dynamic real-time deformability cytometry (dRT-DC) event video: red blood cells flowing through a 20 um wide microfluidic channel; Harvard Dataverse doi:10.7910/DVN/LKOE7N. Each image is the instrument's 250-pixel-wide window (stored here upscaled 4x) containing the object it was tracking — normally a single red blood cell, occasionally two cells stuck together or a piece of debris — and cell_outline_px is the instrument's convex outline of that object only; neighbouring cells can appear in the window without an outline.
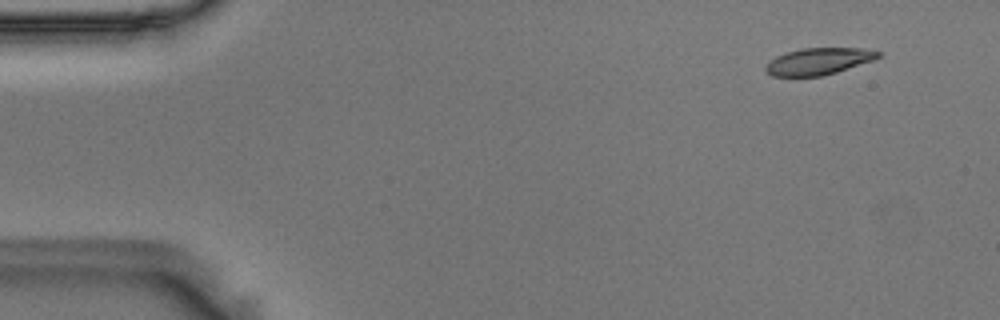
{"species": "Egyptian fruit bat (a non-hibernating species)", "species_latin": "Rousettus aegyptiacus", "temperature_condition": "room temperature", "stored_images_in_passage": 52, "camera_frame_rate_fps": 3000, "um_per_image_px": 0.085, "animal": {"sex": "male"}, "frame": {"image": 1, "passage_image": 1, "time_ms": 0.0, "image_size_px": [1000, 320], "cell_outline_px": [[884, 52], [880, 56], [872, 60], [836, 72], [820, 76], [772, 76], [764, 68], [776, 56], [800, 48], [864, 48]], "centroid_in_image_um": [69.61, 5.2], "position_along_channel_um": 15.4, "area_um2": 17.34}}
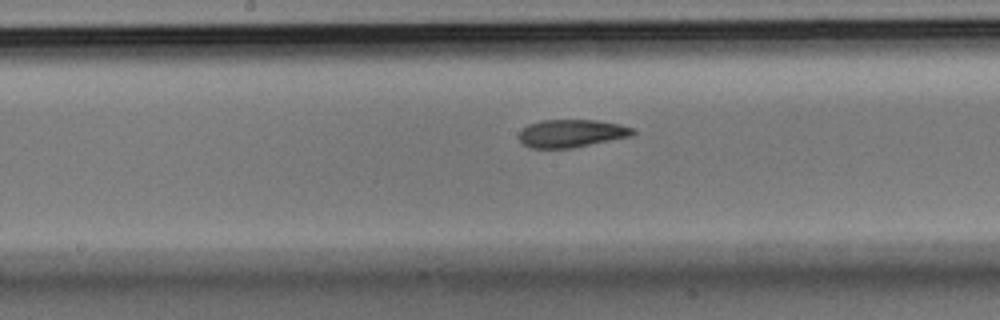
{"frame": {"image": 2, "passage_image": 25, "time_ms": 8.0, "image_size_px": [1000, 320], "cell_outline_px": [[636, 132], [632, 136], [572, 148], [532, 148], [524, 144], [520, 140], [520, 132], [528, 124], [540, 120], [596, 120], [620, 124], [632, 128]], "centroid_in_image_um": [48.6, 11.33], "position_along_channel_um": 199.6, "area_um2": 18.38}}
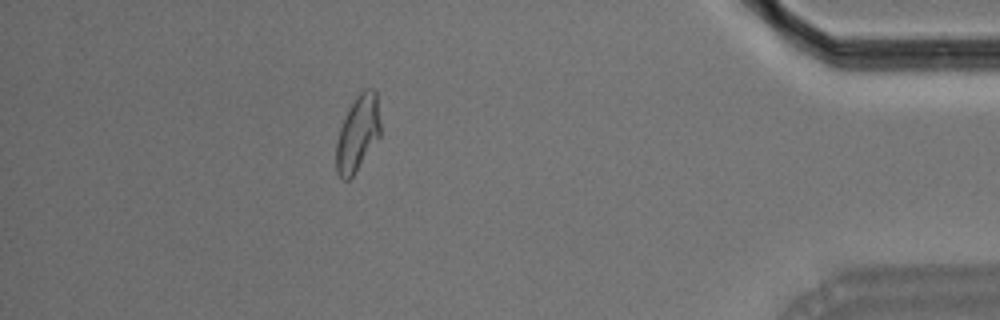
{"frame": {"image": 3, "passage_image": 46, "time_ms": 15.0, "image_size_px": [1000, 320], "cell_outline_px": [[380, 136], [352, 176], [348, 180], [344, 180], [336, 172], [336, 140], [340, 128], [348, 108], [356, 96], [364, 88], [372, 88], [376, 92], [380, 124]], "centroid_in_image_um": [30.39, 11.31], "position_along_channel_um": 404.8, "area_um2": 19.36}, "authors_computed_cell_mechanics": {"area_um2": 19.1896, "velocity_mm_per_s": 3.5893, "shape_relaxation_time_tau1_ms": 5.8448, "shape_relaxation_time_tau2_ms": 2.6325, "deformation_change_tau1": 0.176, "deformation_change_tau2": 0.0766}}